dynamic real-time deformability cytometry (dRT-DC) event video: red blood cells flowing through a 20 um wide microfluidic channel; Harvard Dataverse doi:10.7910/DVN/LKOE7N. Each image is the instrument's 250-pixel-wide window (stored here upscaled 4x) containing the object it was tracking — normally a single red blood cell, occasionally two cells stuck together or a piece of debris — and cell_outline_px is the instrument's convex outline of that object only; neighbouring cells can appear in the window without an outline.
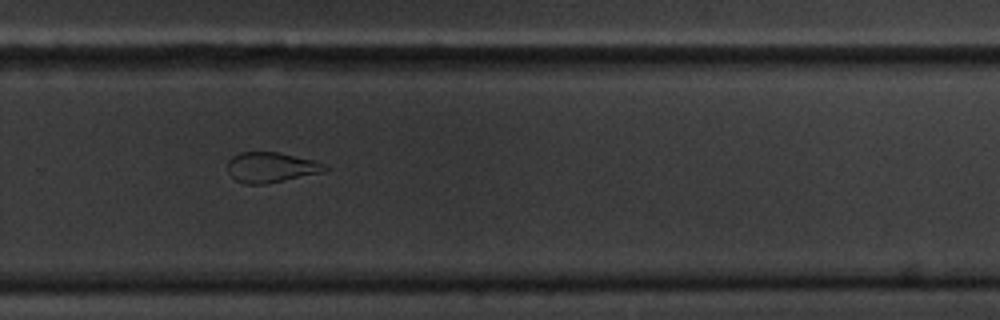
{"species": "common noctule bat (a hibernating species)", "species_latin": "Nyctalus noctula", "temperature_condition": "cold", "stored_images_in_passage": 11, "camera_frame_rate_fps": 3000, "um_per_image_px": 0.085, "animal": {"sex": "male", "body_mass_g": 20.1, "forearm_length_mm": 53.5}, "frame": {"image": 1, "passage_image": 10, "time_ms": 12.0, "image_size_px": [1000, 320], "cell_outline_px": [[328, 168], [324, 172], [264, 184], [244, 184], [236, 180], [228, 172], [228, 160], [232, 156], [240, 152], [280, 152], [312, 160], [324, 164]], "centroid_in_image_um": [23.01, 14.22], "position_along_channel_um": 306.8, "area_um2": 17.05}}
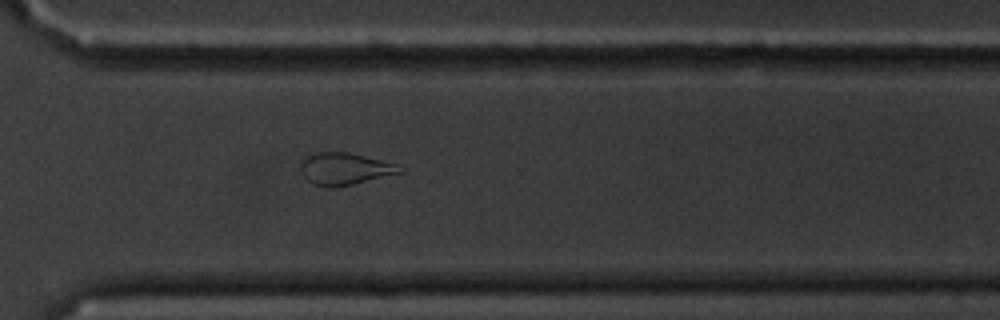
{"frame": {"image": 2, "passage_image": 11, "time_ms": 13.0, "image_size_px": [1000, 320], "cell_outline_px": [[404, 172], [352, 184], [332, 188], [324, 188], [312, 184], [300, 172], [300, 164], [304, 156], [320, 152], [348, 152], [396, 164]], "centroid_in_image_um": [29.23, 14.36], "position_along_channel_um": 341.4, "area_um2": 18.5}}